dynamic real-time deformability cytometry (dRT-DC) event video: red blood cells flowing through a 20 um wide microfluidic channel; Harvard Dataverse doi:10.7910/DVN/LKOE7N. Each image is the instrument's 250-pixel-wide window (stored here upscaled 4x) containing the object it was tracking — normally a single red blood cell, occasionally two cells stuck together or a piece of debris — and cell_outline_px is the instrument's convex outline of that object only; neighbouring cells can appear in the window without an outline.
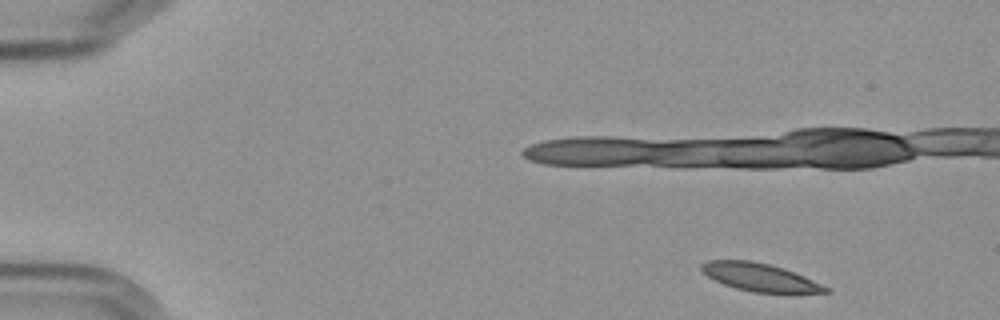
{"species": "Egyptian fruit bat (a non-hibernating species)", "species_latin": "Rousettus aegyptiacus", "temperature_condition": "cold", "stored_images_in_passage": 5, "camera_frame_rate_fps": 3000, "um_per_image_px": 0.085, "frame": {"image": 1, "passage_image": 1, "time_ms": 0.0, "image_size_px": [1000, 320], "cell_outline_px": [[832, 292], [788, 296], [752, 292], [736, 288], [724, 284], [708, 276], [700, 268], [700, 264], [708, 260], [752, 260], [784, 268], [804, 276], [828, 288]], "centroid_in_image_um": [64.69, 23.62], "position_along_channel_um": 20.3, "area_um2": 20.92}}